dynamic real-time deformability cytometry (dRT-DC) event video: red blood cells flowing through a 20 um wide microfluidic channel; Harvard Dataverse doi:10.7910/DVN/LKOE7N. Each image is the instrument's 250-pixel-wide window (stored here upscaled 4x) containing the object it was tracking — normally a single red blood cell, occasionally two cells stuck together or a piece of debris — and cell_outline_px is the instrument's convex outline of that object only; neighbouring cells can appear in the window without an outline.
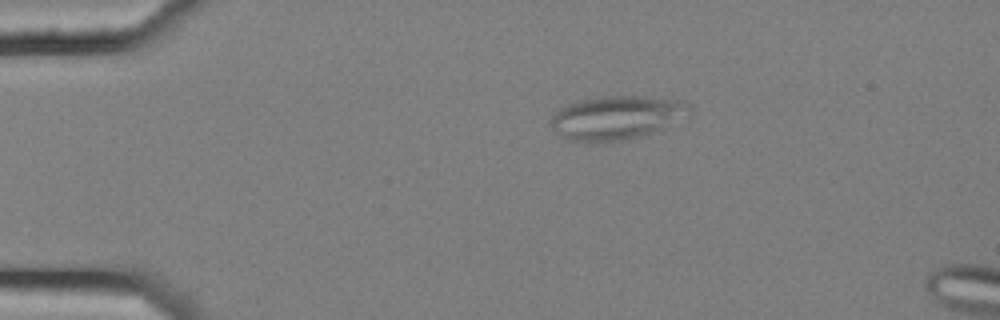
{"species": "common noctule bat (a hibernating species)", "species_latin": "Nyctalus noctula", "temperature_condition": "cold", "stored_images_in_passage": 9, "camera_frame_rate_fps": 3000, "um_per_image_px": 0.085, "animal": {"sex": "female", "body_mass_g": 25.1}, "frame": {"image": 1, "passage_image": 1, "time_ms": 0.0, "image_size_px": [1000, 320], "cell_outline_px": [[692, 112], [688, 116], [648, 132], [624, 140], [588, 144], [568, 140], [560, 136], [548, 124], [548, 120], [560, 108], [568, 104], [580, 100], [600, 96], [644, 96], [680, 100], [688, 104], [692, 108]], "centroid_in_image_um": [52.32, 10.0], "position_along_channel_um": 32.7, "area_um2": 35.43}}